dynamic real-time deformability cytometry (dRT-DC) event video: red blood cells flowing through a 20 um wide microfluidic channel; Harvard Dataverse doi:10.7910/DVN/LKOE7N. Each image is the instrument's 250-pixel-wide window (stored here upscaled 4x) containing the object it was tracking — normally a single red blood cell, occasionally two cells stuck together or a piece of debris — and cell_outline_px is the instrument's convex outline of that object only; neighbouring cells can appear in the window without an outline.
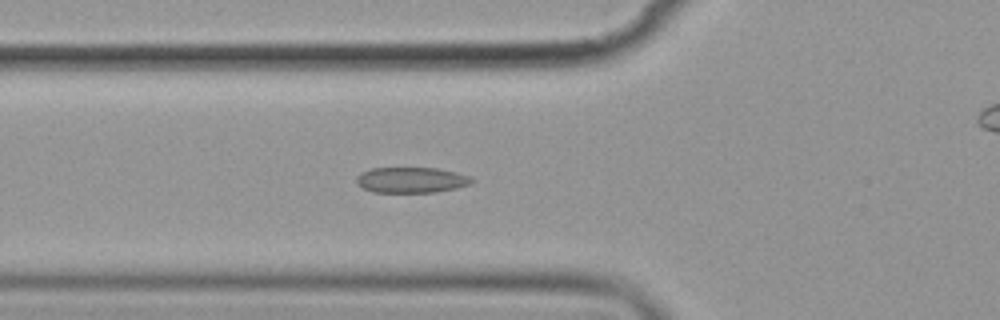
{"species": "common noctule bat (a hibernating species)", "species_latin": "Nyctalus noctula", "temperature_condition": "cold", "stored_images_in_passage": 7, "camera_frame_rate_fps": 3000, "um_per_image_px": 0.085, "animal": {"sex": "female", "body_mass_g": 19.9}, "frame": {"image": 1, "passage_image": 6, "time_ms": 6.667, "image_size_px": [1000, 320], "cell_outline_px": [[476, 180], [472, 184], [456, 188], [436, 192], [372, 192], [356, 184], [356, 176], [360, 172], [372, 168], [436, 168], [456, 172], [472, 176]], "centroid_in_image_um": [34.99, 15.3], "position_along_channel_um": 90.8, "area_um2": 17.46}}